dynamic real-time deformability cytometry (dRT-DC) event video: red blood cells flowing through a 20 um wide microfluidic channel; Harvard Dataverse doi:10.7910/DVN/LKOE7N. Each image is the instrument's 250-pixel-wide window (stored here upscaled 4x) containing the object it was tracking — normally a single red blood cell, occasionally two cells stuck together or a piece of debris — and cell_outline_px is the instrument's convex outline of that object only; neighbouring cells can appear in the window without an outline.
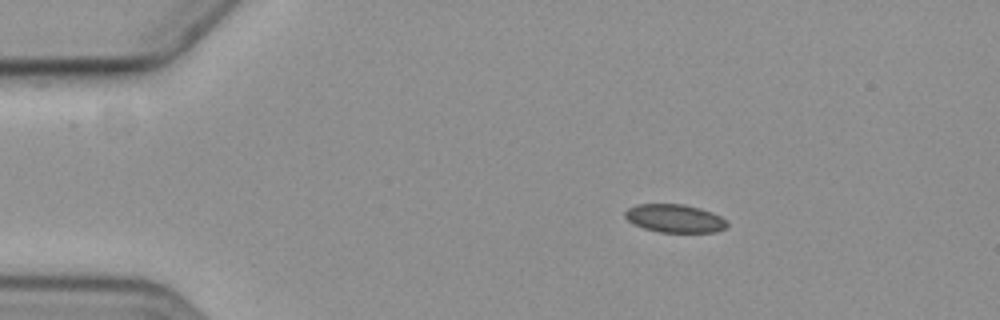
{"species": "common noctule bat (a hibernating species)", "species_latin": "Nyctalus noctula", "temperature_condition": "cold", "stored_images_in_passage": 3, "camera_frame_rate_fps": 3000, "um_per_image_px": 0.085, "animal": {"sex": "female", "body_mass_g": 19.3, "forearm_length_mm": 54.1}, "frame": {"image": 1, "passage_image": 1, "time_ms": 0.0, "image_size_px": [1000, 320], "cell_outline_px": [[728, 228], [716, 232], [660, 232], [644, 228], [632, 224], [624, 216], [624, 212], [628, 208], [636, 204], [684, 204], [700, 208], [712, 212], [728, 220]], "centroid_in_image_um": [57.37, 18.56], "position_along_channel_um": 27.6, "area_um2": 16.99}}